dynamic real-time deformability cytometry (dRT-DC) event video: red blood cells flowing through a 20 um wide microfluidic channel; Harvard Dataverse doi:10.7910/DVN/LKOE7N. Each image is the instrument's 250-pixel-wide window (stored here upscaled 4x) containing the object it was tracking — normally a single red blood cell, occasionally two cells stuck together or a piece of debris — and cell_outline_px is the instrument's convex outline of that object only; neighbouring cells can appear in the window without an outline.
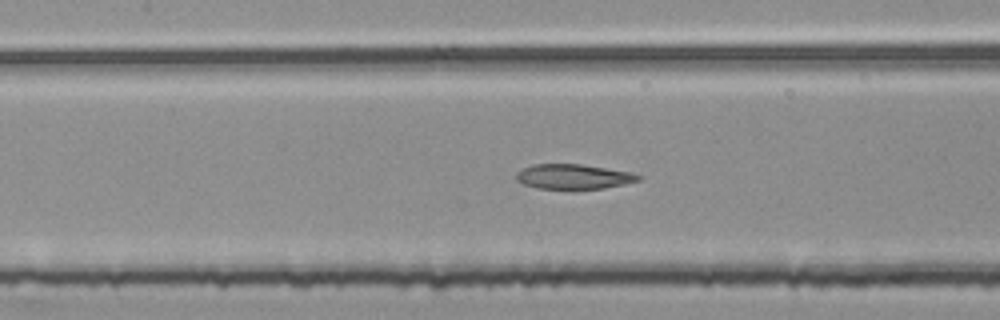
{"species": "common noctule bat (a hibernating species)", "species_latin": "Nyctalus noctula", "temperature_condition": "room temperature", "stored_images_in_passage": 54, "segment_of_instrument_passage": [2, 2], "camera_frame_rate_fps": 3000, "um_per_image_px": 0.085, "animal": {"sex": "female", "body_mass_g": 25.1}, "frame": {"image": 1, "passage_image": 25, "time_ms": 8.0, "image_size_px": [1000, 320], "cell_outline_px": [[640, 180], [624, 184], [604, 188], [576, 192], [572, 192], [536, 188], [524, 184], [516, 180], [516, 172], [532, 164], [580, 164], [632, 172], [640, 176]], "centroid_in_image_um": [48.72, 15.06], "position_along_channel_um": 158.7, "area_um2": 18.5}}
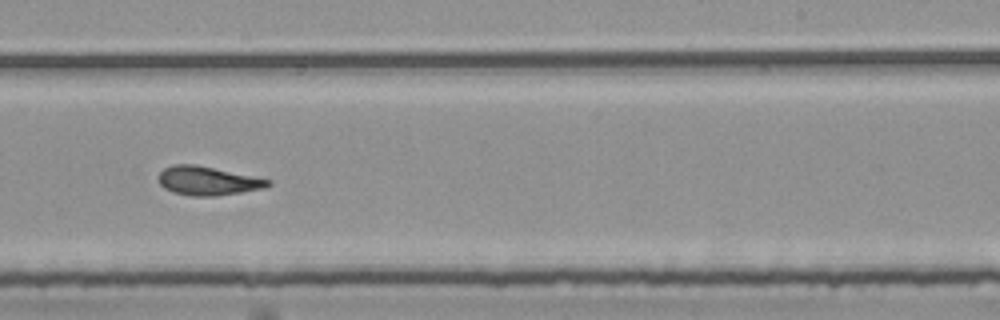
{"frame": {"image": 2, "passage_image": 34, "time_ms": 11.0, "image_size_px": [1000, 320], "cell_outline_px": [[272, 184], [264, 188], [216, 196], [192, 196], [172, 192], [164, 188], [160, 184], [160, 172], [164, 168], [172, 164], [196, 164], [272, 180]], "centroid_in_image_um": [17.66, 15.37], "position_along_channel_um": 271.3, "area_um2": 18.32}}
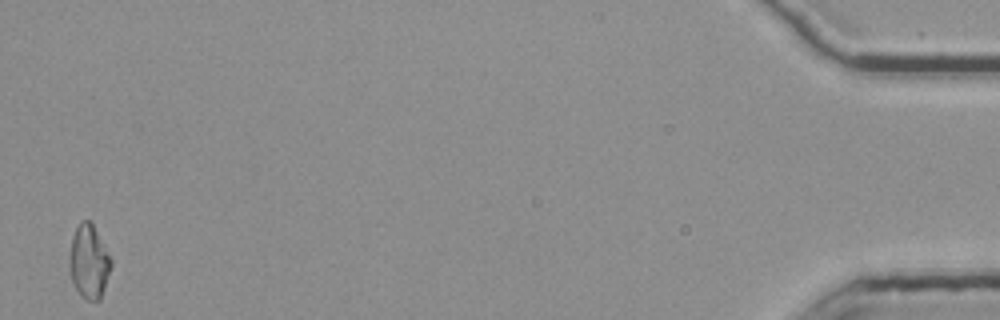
{"frame": {"image": 3, "passage_image": 54, "time_ms": 17.667, "image_size_px": [1000, 320], "cell_outline_px": [[112, 264], [100, 300], [88, 300], [80, 296], [72, 280], [68, 268], [68, 256], [72, 236], [80, 220], [88, 220], [92, 224], [112, 260]], "centroid_in_image_um": [7.52, 22.25], "position_along_channel_um": 427.7, "area_um2": 17.86}}